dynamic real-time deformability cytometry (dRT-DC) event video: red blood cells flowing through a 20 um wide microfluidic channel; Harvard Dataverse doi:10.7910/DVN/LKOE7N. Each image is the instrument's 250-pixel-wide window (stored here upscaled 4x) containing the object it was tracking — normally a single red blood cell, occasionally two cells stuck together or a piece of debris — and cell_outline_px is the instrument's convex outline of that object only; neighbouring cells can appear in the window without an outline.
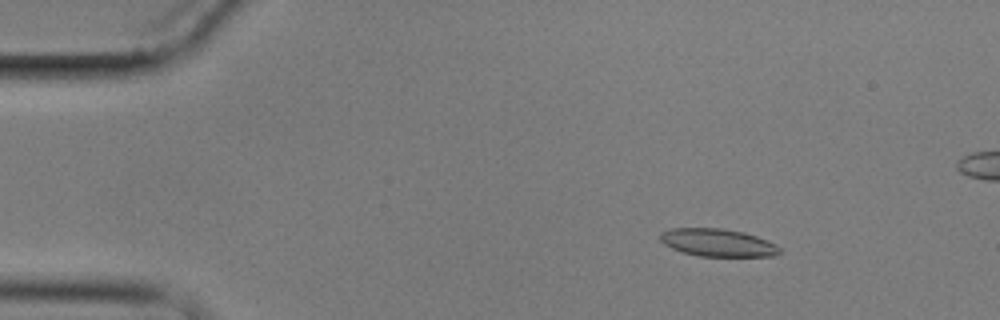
{"species": "common noctule bat (a hibernating species)", "species_latin": "Nyctalus noctula", "temperature_condition": "cold", "stored_images_in_passage": 9, "camera_frame_rate_fps": 3000, "um_per_image_px": 0.085, "animal": {"sex": "male", "body_mass_g": 17.9}, "frame": {"image": 1, "passage_image": 3, "time_ms": 2.333, "image_size_px": [1000, 320], "cell_outline_px": [[780, 252], [772, 256], [700, 256], [680, 252], [664, 244], [660, 240], [660, 232], [672, 228], [724, 228], [744, 232], [756, 236], [776, 244], [780, 248]], "centroid_in_image_um": [60.98, 20.62], "position_along_channel_um": 24.0, "area_um2": 19.31}}
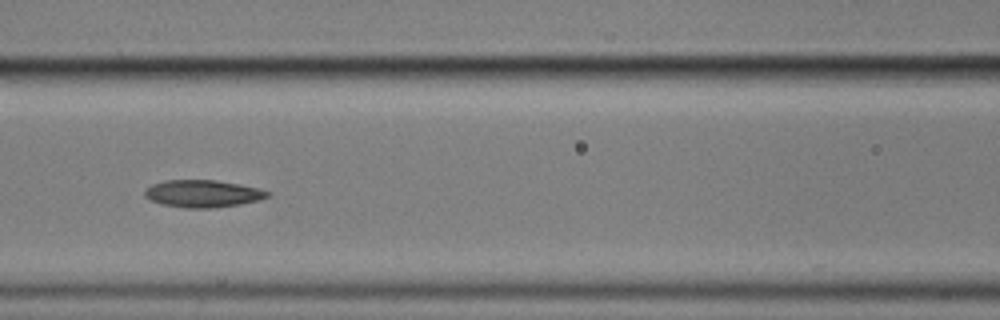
{"frame": {"image": 2, "passage_image": 8, "time_ms": 8.0, "image_size_px": [1000, 320], "cell_outline_px": [[272, 192], [268, 196], [260, 200], [240, 204], [212, 208], [184, 208], [160, 204], [144, 196], [144, 188], [152, 184], [164, 180], [216, 180], [240, 184], [260, 188]], "centroid_in_image_um": [17.23, 16.45], "position_along_channel_um": 149.4, "area_um2": 19.77}}
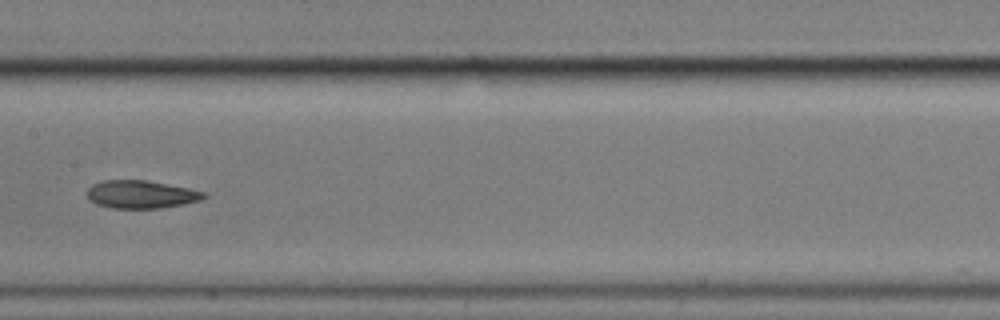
{"frame": {"image": 3, "passage_image": 9, "time_ms": 9.333, "image_size_px": [1000, 320], "cell_outline_px": [[208, 196], [200, 200], [160, 208], [112, 208], [96, 204], [88, 200], [84, 192], [92, 184], [104, 180], [148, 180], [188, 188], [204, 192]], "centroid_in_image_um": [11.92, 16.51], "position_along_channel_um": 195.5, "area_um2": 19.07}}